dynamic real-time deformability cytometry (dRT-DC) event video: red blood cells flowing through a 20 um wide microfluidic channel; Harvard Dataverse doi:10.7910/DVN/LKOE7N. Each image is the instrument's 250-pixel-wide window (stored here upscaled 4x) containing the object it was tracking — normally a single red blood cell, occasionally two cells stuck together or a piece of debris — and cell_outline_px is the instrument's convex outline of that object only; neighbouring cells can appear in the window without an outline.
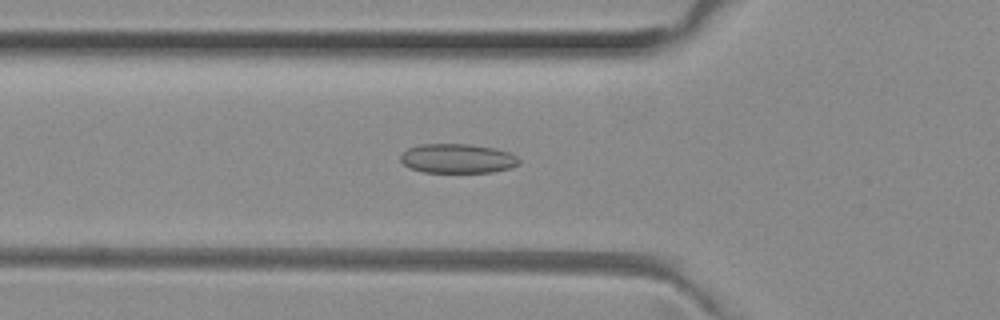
{"species": "common noctule bat (a hibernating species)", "species_latin": "Nyctalus noctula", "temperature_condition": "room temperature", "stored_images_in_passage": 30, "camera_frame_rate_fps": 3000, "um_per_image_px": 0.085, "animal": {"sex": "female", "body_mass_g": 29.2, "forearm_length_mm": 56.3}, "frame": {"image": 1, "passage_image": 3, "time_ms": 0.667, "image_size_px": [1000, 320], "cell_outline_px": [[520, 164], [512, 168], [492, 172], [424, 172], [412, 168], [404, 164], [400, 160], [400, 156], [408, 148], [424, 144], [468, 144], [492, 148], [508, 152], [516, 156], [520, 160]], "centroid_in_image_um": [38.92, 13.48], "position_along_channel_um": 86.9, "area_um2": 20.11}}
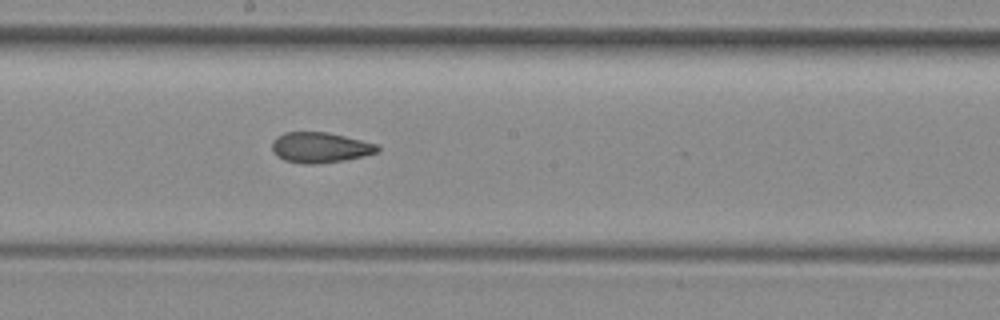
{"frame": {"image": 2, "passage_image": 13, "time_ms": 4.0, "image_size_px": [1000, 320], "cell_outline_px": [[380, 152], [364, 156], [344, 160], [320, 164], [304, 164], [284, 160], [276, 156], [272, 148], [272, 140], [276, 136], [284, 132], [324, 132], [344, 136], [376, 144], [380, 148]], "centroid_in_image_um": [27.19, 12.55], "position_along_channel_um": 221.0, "area_um2": 18.79}}
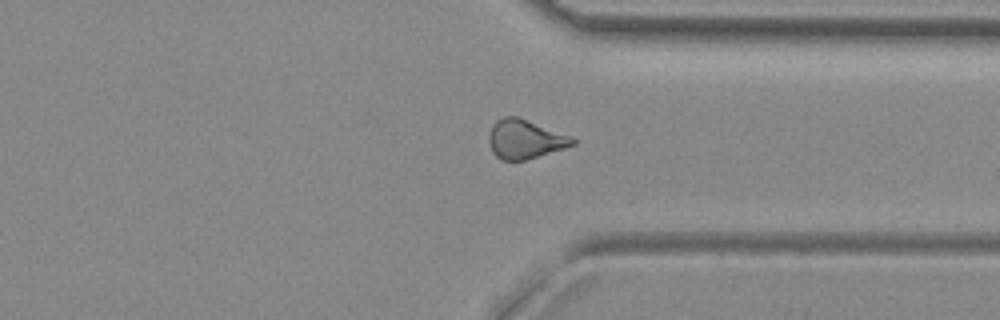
{"frame": {"image": 3, "passage_image": 24, "time_ms": 7.667, "image_size_px": [1000, 320], "cell_outline_px": [[576, 144], [564, 148], [524, 160], [500, 160], [492, 152], [488, 140], [488, 136], [492, 124], [496, 120], [504, 116], [516, 116], [572, 136], [576, 140]], "centroid_in_image_um": [44.6, 11.82], "position_along_channel_um": 366.8, "area_um2": 19.02}}